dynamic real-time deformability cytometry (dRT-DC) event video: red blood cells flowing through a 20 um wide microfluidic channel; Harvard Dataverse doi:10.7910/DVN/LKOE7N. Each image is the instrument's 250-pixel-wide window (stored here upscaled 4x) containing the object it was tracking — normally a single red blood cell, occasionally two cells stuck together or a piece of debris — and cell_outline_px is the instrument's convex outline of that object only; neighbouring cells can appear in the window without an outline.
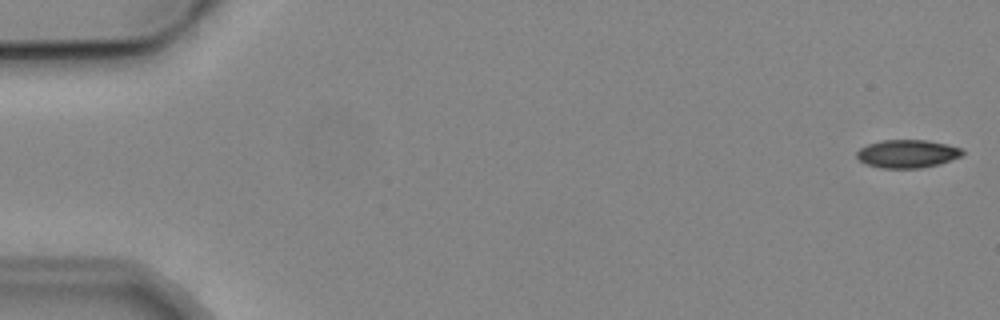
{"species": "common noctule bat (a hibernating species)", "species_latin": "Nyctalus noctula", "temperature_condition": "cold", "stored_images_in_passage": 6, "camera_frame_rate_fps": 3000, "um_per_image_px": 0.085, "animal": {"sex": "male", "body_mass_g": 19.2, "forearm_length_mm": 51.8}, "frame": {"image": 1, "passage_image": 1, "time_ms": 0.0, "image_size_px": [1000, 320], "cell_outline_px": [[964, 156], [940, 164], [920, 168], [880, 168], [864, 164], [856, 156], [856, 152], [860, 148], [868, 144], [880, 140], [928, 140], [948, 144], [964, 148]], "centroid_in_image_um": [77.16, 13.07], "position_along_channel_um": 7.8, "area_um2": 17.69}}
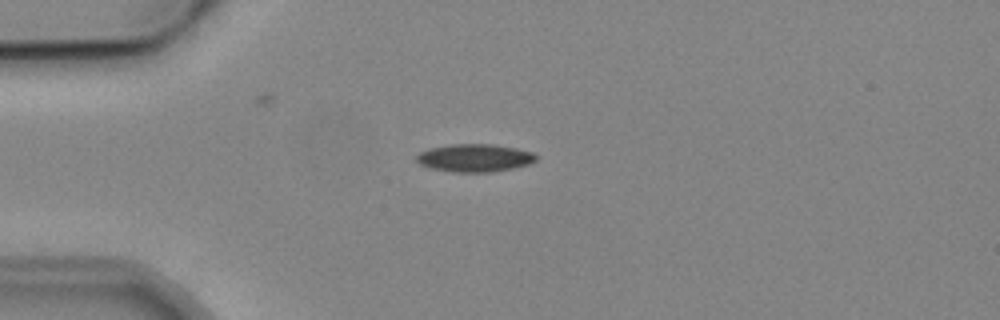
{"frame": {"image": 2, "passage_image": 5, "time_ms": 4.333, "image_size_px": [1000, 320], "cell_outline_px": [[536, 160], [528, 164], [512, 168], [488, 172], [452, 172], [432, 168], [420, 164], [416, 160], [416, 156], [420, 152], [432, 148], [452, 144], [492, 144], [516, 148], [532, 152], [536, 156]], "centroid_in_image_um": [40.34, 13.42], "position_along_channel_um": 44.7, "area_um2": 19.13}}